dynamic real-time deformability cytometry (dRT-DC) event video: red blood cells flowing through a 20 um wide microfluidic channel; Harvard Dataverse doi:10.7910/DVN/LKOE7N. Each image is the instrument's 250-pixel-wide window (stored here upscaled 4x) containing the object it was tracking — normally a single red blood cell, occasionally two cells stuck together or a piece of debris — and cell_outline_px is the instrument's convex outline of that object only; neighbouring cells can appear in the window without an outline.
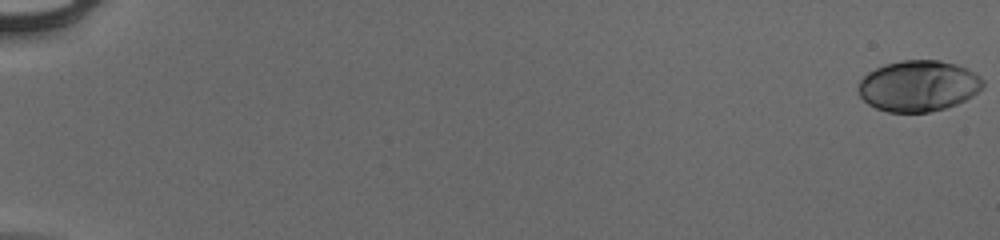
{"species": "human", "species_latin": "Homo sapiens", "temperature_condition": "cold", "stored_images_in_passage": 55, "camera_frame_rate_fps": 3000, "um_per_image_px": 0.085, "donor": {"sex": "male"}, "frame": {"image": 1, "passage_image": 1, "time_ms": 0.0, "image_size_px": [1000, 240], "cell_outline_px": [[984, 84], [972, 96], [956, 104], [944, 108], [928, 112], [888, 112], [876, 108], [868, 104], [860, 96], [856, 88], [860, 80], [868, 72], [884, 64], [900, 60], [940, 60], [956, 64], [968, 68], [980, 76], [984, 80]], "centroid_in_image_um": [78.04, 7.29], "position_along_channel_um": 7.0, "area_um2": 37.17}}
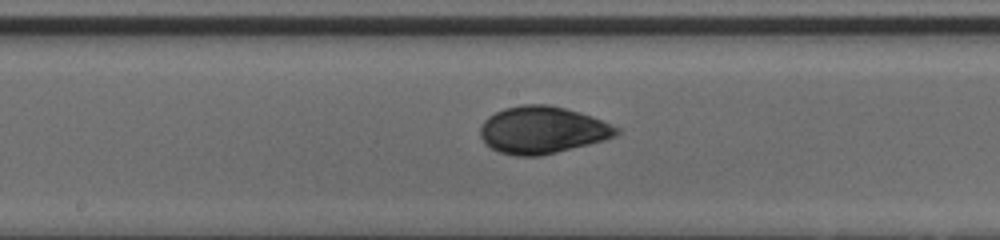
{"frame": {"image": 2, "passage_image": 32, "time_ms": 10.333, "image_size_px": [1000, 240], "cell_outline_px": [[620, 132], [616, 136], [604, 140], [540, 156], [516, 156], [500, 152], [484, 144], [480, 136], [480, 128], [484, 120], [488, 116], [504, 108], [524, 104], [548, 104], [580, 112], [592, 116], [620, 128]], "centroid_in_image_um": [46.09, 11.05], "position_along_channel_um": 202.1, "area_um2": 37.45}}
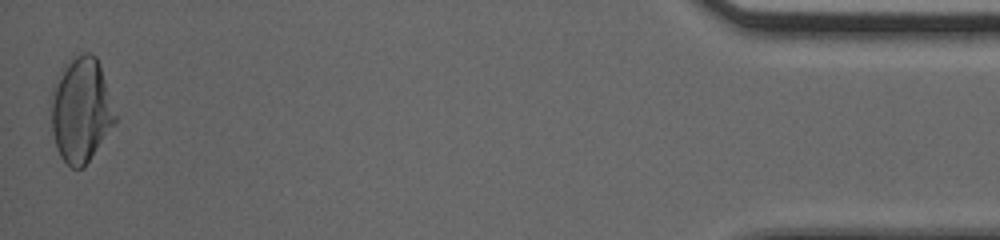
{"frame": {"image": 3, "passage_image": 55, "time_ms": 18.0, "image_size_px": [1000, 240], "cell_outline_px": [[116, 120], [84, 168], [72, 168], [60, 156], [56, 148], [52, 132], [48, 104], [48, 100], [52, 84], [60, 68], [72, 56], [80, 52], [88, 52], [96, 56], [116, 116]], "centroid_in_image_um": [6.79, 9.3], "position_along_channel_um": 428.4, "area_um2": 39.65}, "authors_computed_cell_mechanics": {"area_um2": 36.7608, "velocity_mm_per_s": 3.9613, "shape_relaxation_time_tau1_ms": 4.2814, "shape_relaxation_time_tau2_ms": 1.0379, "deformation_change_tau1": 0.177, "deformation_change_tau2": 0.0384}}